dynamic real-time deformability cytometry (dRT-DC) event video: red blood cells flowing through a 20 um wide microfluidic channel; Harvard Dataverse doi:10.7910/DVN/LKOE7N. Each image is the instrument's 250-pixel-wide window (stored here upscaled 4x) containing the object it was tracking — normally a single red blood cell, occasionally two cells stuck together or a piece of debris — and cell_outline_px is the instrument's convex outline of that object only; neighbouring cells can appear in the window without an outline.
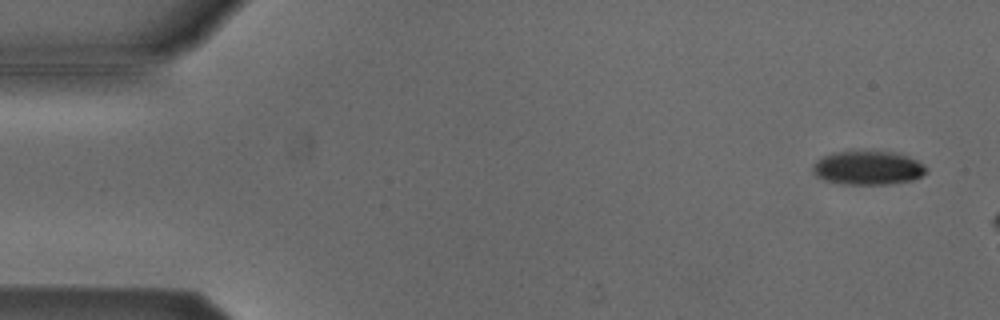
{"species": "Egyptian fruit bat (a non-hibernating species)", "species_latin": "Rousettus aegyptiacus", "temperature_condition": "cold", "stored_images_in_passage": 9, "camera_frame_rate_fps": 3000, "um_per_image_px": 0.085, "animal": {"sex": "male"}, "frame": {"image": 1, "passage_image": 3, "time_ms": 0.667, "image_size_px": [1000, 320], "cell_outline_px": [[928, 172], [912, 180], [892, 184], [840, 184], [824, 180], [816, 176], [812, 172], [812, 164], [816, 160], [824, 156], [836, 152], [892, 152], [908, 156], [924, 164], [928, 168]], "centroid_in_image_um": [73.77, 14.29], "position_along_channel_um": 11.2, "area_um2": 22.37}}